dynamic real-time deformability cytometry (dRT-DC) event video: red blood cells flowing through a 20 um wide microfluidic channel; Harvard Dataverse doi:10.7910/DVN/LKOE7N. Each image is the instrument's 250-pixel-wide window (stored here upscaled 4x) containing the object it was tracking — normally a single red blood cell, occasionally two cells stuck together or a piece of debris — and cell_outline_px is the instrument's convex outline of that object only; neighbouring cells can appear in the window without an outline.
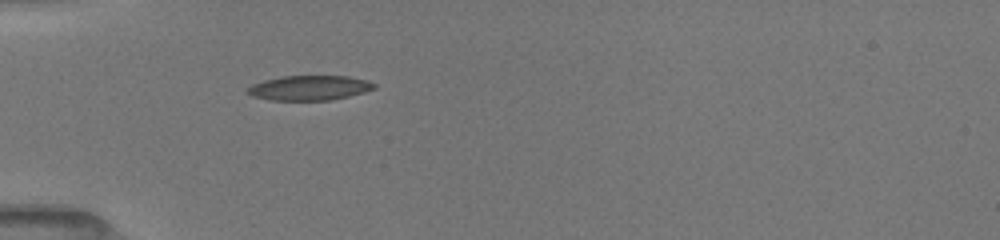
{"species": "common noctule bat (a hibernating species)", "species_latin": "Nyctalus noctula", "temperature_condition": "room temperature", "stored_images_in_passage": 34, "camera_frame_rate_fps": 3000, "um_per_image_px": 0.085, "animal": {"sex": "female", "body_mass_g": 19.5, "forearm_length_mm": 54.1}, "frame": {"image": 1, "passage_image": 1, "time_ms": 0.0, "image_size_px": [1000, 240], "cell_outline_px": [[376, 88], [364, 92], [348, 96], [328, 100], [272, 100], [252, 96], [244, 92], [252, 84], [264, 80], [280, 76], [348, 76], [368, 80], [376, 84]], "centroid_in_image_um": [26.29, 7.46], "position_along_channel_um": 58.7, "area_um2": 18.32}}
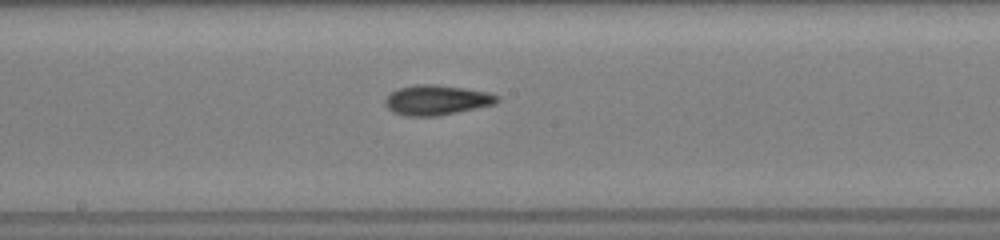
{"frame": {"image": 2, "passage_image": 13, "time_ms": 4.0, "image_size_px": [1000, 240], "cell_outline_px": [[500, 100], [496, 104], [436, 116], [404, 116], [392, 112], [384, 104], [384, 100], [392, 92], [400, 88], [416, 84], [436, 84], [464, 88], [488, 92], [500, 96]], "centroid_in_image_um": [37.12, 8.5], "position_along_channel_um": 211.1, "area_um2": 19.59}}
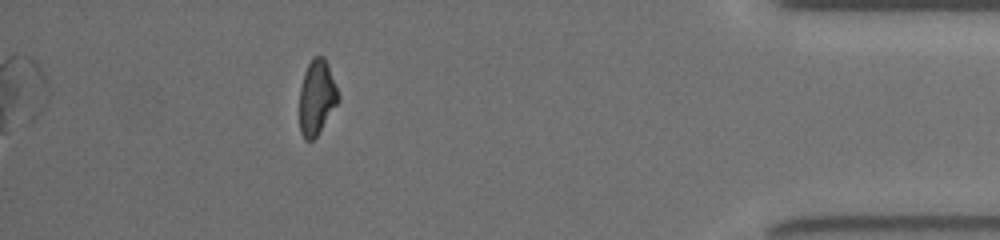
{"frame": {"image": 3, "passage_image": 30, "time_ms": 10.0, "image_size_px": [1000, 240], "cell_outline_px": [[340, 100], [316, 136], [312, 140], [304, 140], [300, 132], [300, 88], [304, 72], [312, 56], [324, 56], [328, 64], [340, 96]], "centroid_in_image_um": [26.93, 8.25], "position_along_channel_um": 408.3, "area_um2": 16.94}, "authors_computed_cell_mechanics": {"area_um2": 18.3226, "velocity_mm_per_s": 4.0094, "shape_relaxation_time_tau1_ms": 4.1146, "shape_relaxation_time_tau2_ms": 3.2099, "deformation_change_tau1": 0.1462, "deformation_change_tau2": 0.0991}}